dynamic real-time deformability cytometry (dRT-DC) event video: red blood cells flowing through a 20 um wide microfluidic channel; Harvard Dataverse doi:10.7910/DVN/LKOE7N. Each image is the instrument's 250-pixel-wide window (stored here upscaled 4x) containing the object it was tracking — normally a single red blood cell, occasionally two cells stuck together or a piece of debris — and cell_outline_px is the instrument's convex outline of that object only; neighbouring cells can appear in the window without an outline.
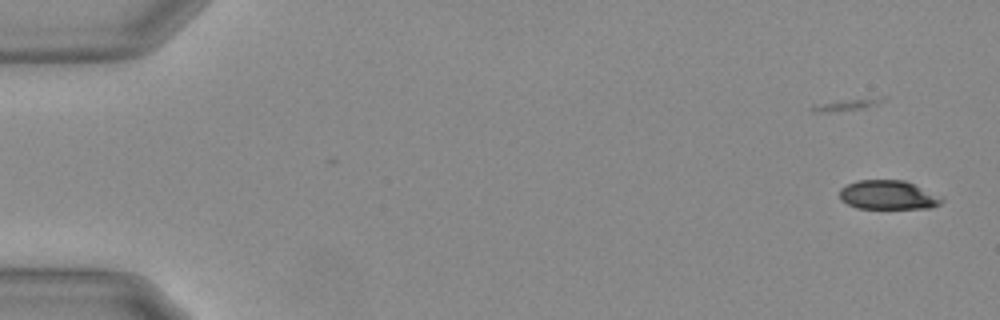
{"species": "Egyptian fruit bat (a non-hibernating species)", "species_latin": "Rousettus aegyptiacus", "temperature_condition": "warm", "stored_images_in_passage": 9, "camera_frame_rate_fps": 3000, "um_per_image_px": 0.085, "animal": {"sex": "female"}, "frame": {"image": 1, "passage_image": 1, "time_ms": 0.0, "image_size_px": [1000, 320], "cell_outline_px": [[944, 200], [940, 204], [928, 208], [856, 208], [840, 200], [840, 188], [848, 184], [860, 180], [904, 180], [944, 196]], "centroid_in_image_um": [75.52, 16.57], "position_along_channel_um": 9.5, "area_um2": 17.4}}